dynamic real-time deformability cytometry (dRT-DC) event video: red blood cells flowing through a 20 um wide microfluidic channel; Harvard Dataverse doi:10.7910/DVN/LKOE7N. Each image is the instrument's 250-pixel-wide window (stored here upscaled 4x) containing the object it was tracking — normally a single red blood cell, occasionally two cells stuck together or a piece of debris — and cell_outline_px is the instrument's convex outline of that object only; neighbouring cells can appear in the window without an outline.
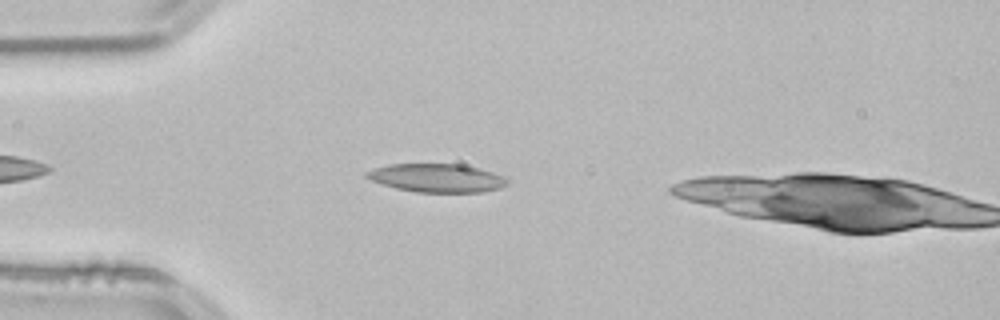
{"species": "common noctule bat (a hibernating species)", "species_latin": "Nyctalus noctula", "temperature_condition": "room temperature", "stored_images_in_passage": 9, "camera_frame_rate_fps": 3000, "um_per_image_px": 0.085, "animal": {"sex": "male", "body_mass_g": 21.5, "forearm_length_mm": 52.0}, "frame": {"image": 1, "passage_image": 7, "time_ms": 2.0, "image_size_px": [1000, 320], "cell_outline_px": [[508, 184], [500, 188], [484, 192], [416, 192], [396, 188], [372, 180], [364, 176], [364, 172], [388, 164], [460, 164], [492, 172], [508, 180]], "centroid_in_image_um": [37.11, 15.13], "position_along_channel_um": 47.9, "area_um2": 23.06}}